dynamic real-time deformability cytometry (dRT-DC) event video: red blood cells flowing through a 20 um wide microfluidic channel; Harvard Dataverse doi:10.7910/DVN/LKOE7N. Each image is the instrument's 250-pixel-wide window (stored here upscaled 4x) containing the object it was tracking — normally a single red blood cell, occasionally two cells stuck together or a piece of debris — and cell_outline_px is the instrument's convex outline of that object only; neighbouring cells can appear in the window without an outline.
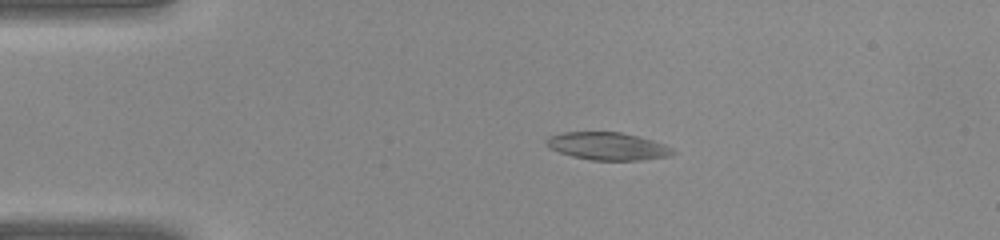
{"species": "common noctule bat (a hibernating species)", "species_latin": "Nyctalus noctula", "temperature_condition": "warm", "stored_images_in_passage": 40, "camera_frame_rate_fps": 3000, "um_per_image_px": 0.085, "animal": {"sex": "female", "body_mass_g": 22.0, "forearm_length_mm": 56.7}, "frame": {"image": 1, "passage_image": 8, "time_ms": 2.333, "image_size_px": [1000, 240], "cell_outline_px": [[676, 152], [668, 156], [640, 160], [592, 160], [572, 156], [560, 152], [552, 148], [544, 140], [548, 136], [564, 132], [620, 132], [652, 140], [664, 144], [672, 148]], "centroid_in_image_um": [51.65, 12.42], "position_along_channel_um": 33.3, "area_um2": 20.11}}
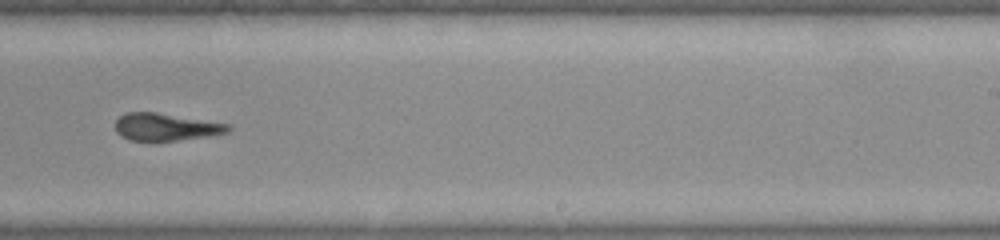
{"frame": {"image": 2, "passage_image": 25, "time_ms": 8.0, "image_size_px": [1000, 240], "cell_outline_px": [[232, 128], [228, 132], [212, 136], [152, 144], [128, 140], [120, 136], [116, 132], [116, 120], [120, 116], [128, 112], [156, 112], [228, 124]], "centroid_in_image_um": [14.06, 10.85], "position_along_channel_um": 274.9, "area_um2": 18.73}}
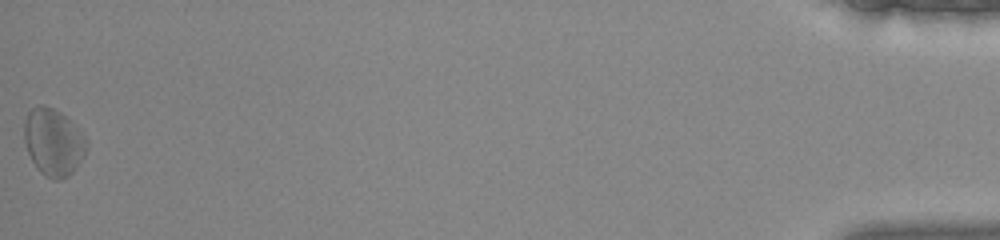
{"frame": {"image": 3, "passage_image": 40, "time_ms": 13.0, "image_size_px": [1000, 240], "cell_outline_px": [[88, 140], [84, 156], [76, 168], [68, 176], [60, 180], [56, 180], [44, 176], [36, 168], [28, 152], [24, 140], [24, 120], [28, 112], [36, 104], [44, 104], [60, 112]], "centroid_in_image_um": [4.51, 12.09], "position_along_channel_um": 430.7, "area_um2": 24.33}}